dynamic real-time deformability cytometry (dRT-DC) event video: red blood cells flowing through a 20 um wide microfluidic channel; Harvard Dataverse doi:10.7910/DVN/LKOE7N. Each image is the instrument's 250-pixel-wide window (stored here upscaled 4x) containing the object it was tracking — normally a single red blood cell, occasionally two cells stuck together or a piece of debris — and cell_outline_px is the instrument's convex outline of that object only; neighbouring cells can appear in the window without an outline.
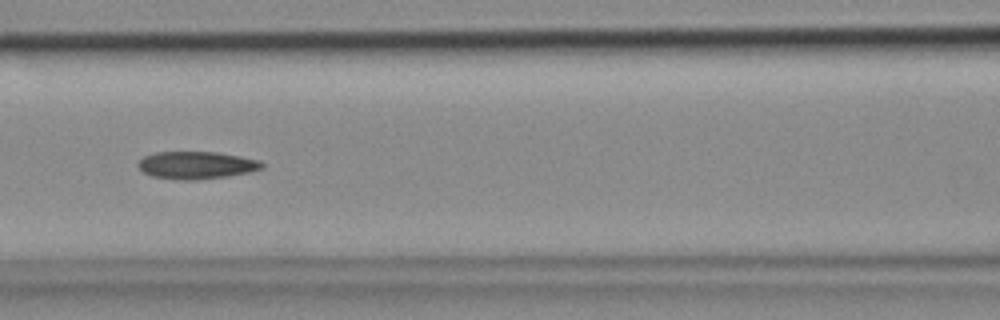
{"species": "common noctule bat (a hibernating species)", "species_latin": "Nyctalus noctula", "temperature_condition": "cold", "stored_images_in_passage": 42, "camera_frame_rate_fps": 3000, "um_per_image_px": 0.085, "animal": {"sex": "female", "body_mass_g": 18.4}, "frame": {"image": 1, "passage_image": 11, "time_ms": 3.333, "image_size_px": [1000, 320], "cell_outline_px": [[264, 168], [248, 172], [224, 176], [196, 180], [180, 180], [152, 176], [144, 172], [136, 164], [144, 156], [156, 152], [216, 152], [240, 156], [260, 160], [264, 164]], "centroid_in_image_um": [16.7, 14.03], "position_along_channel_um": 149.9, "area_um2": 19.71}}
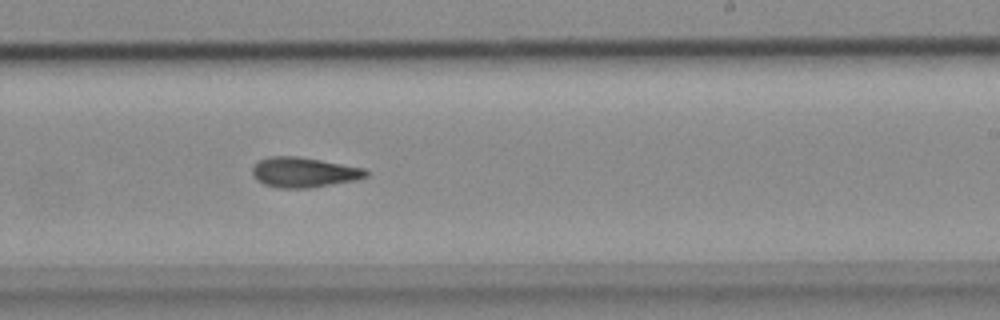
{"frame": {"image": 2, "passage_image": 20, "time_ms": 6.333, "image_size_px": [1000, 320], "cell_outline_px": [[368, 176], [356, 180], [308, 188], [276, 188], [264, 184], [256, 180], [252, 176], [252, 168], [260, 160], [272, 156], [296, 156], [320, 160], [364, 168], [368, 172]], "centroid_in_image_um": [25.81, 14.66], "position_along_channel_um": 263.2, "area_um2": 19.83}}
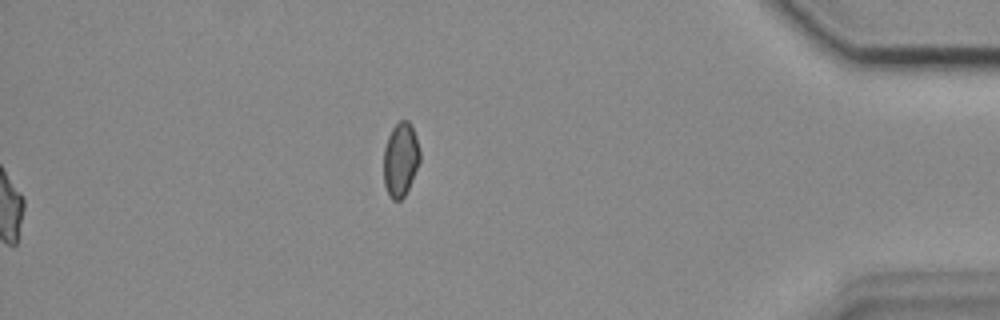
{"frame": {"image": 3, "passage_image": 42, "time_ms": 13.667, "image_size_px": [1000, 320], "cell_outline_px": [[420, 160], [412, 180], [404, 196], [400, 200], [392, 200], [388, 196], [384, 184], [384, 148], [388, 136], [392, 128], [400, 120], [408, 120], [416, 136], [420, 148]], "centroid_in_image_um": [34.04, 13.56], "position_along_channel_um": 401.2, "area_um2": 15.66}}